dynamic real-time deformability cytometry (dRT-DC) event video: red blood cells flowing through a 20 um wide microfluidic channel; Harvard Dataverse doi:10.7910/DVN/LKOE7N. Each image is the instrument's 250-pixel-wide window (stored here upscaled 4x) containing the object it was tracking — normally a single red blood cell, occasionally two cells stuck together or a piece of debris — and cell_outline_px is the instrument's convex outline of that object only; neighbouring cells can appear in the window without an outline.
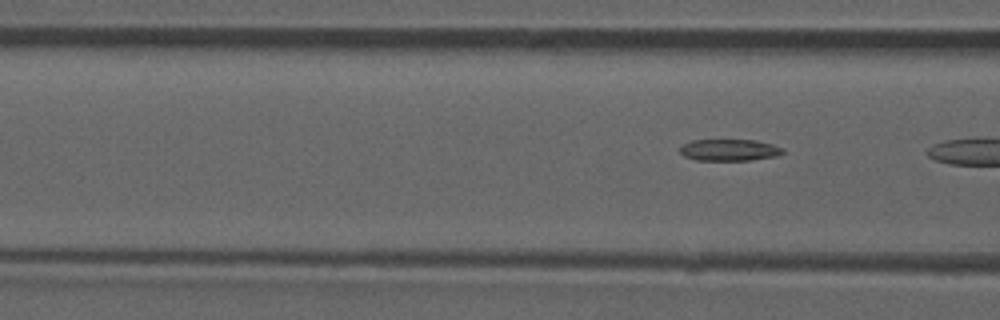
{"species": "common noctule bat (a hibernating species)", "species_latin": "Nyctalus noctula", "temperature_condition": "room temperature", "stored_images_in_passage": 7, "camera_frame_rate_fps": 3000, "um_per_image_px": 0.085, "animal": {"sex": "male", "forearm_length_mm": 52.5}, "frame": {"image": 1, "passage_image": 7, "time_ms": 7.667, "image_size_px": [1000, 320], "cell_outline_px": [[784, 152], [776, 156], [748, 160], [696, 160], [684, 156], [680, 152], [680, 144], [692, 140], [756, 140], [772, 144], [784, 148]], "centroid_in_image_um": [61.97, 12.74], "position_along_channel_um": 104.6, "area_um2": 13.01}}